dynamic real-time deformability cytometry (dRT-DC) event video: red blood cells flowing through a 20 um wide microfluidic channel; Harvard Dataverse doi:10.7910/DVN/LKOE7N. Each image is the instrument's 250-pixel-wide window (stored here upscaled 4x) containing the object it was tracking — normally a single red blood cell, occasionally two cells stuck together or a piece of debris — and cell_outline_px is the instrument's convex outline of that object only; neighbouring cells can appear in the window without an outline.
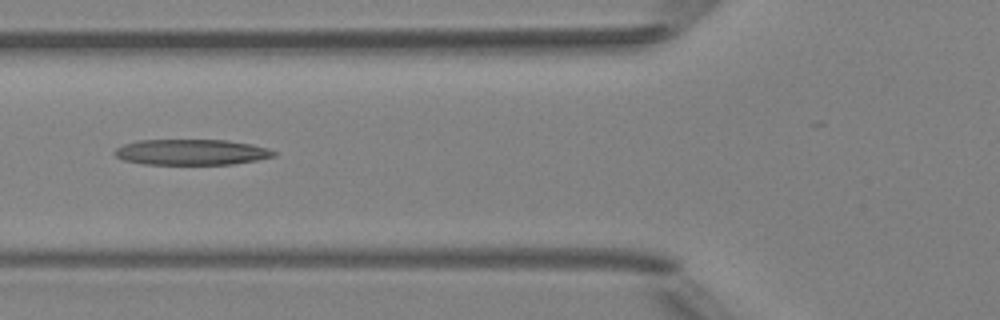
{"species": "Egyptian fruit bat (a non-hibernating species)", "species_latin": "Rousettus aegyptiacus", "temperature_condition": "room temperature", "stored_images_in_passage": 6, "camera_frame_rate_fps": 3000, "um_per_image_px": 0.085, "animal": {"sex": "female"}, "frame": {"image": 1, "passage_image": 6, "time_ms": 5.667, "image_size_px": [1000, 320], "cell_outline_px": [[276, 156], [256, 160], [232, 164], [144, 164], [124, 160], [116, 156], [112, 152], [116, 148], [124, 144], [140, 140], [228, 140], [252, 144], [268, 148], [276, 152]], "centroid_in_image_um": [16.28, 12.93], "position_along_channel_um": 109.5, "area_um2": 23.81}}